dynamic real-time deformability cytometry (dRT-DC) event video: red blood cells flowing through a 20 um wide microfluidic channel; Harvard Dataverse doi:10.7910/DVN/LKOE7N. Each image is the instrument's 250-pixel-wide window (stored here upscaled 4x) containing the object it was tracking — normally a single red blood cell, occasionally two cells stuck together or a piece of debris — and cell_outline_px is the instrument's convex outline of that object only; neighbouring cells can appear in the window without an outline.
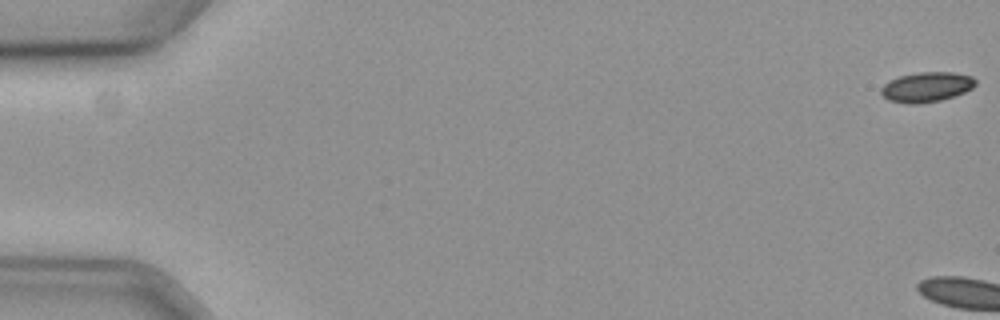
{"species": "common noctule bat (a hibernating species)", "species_latin": "Nyctalus noctula", "temperature_condition": "cold", "stored_images_in_passage": 4, "camera_frame_rate_fps": 3000, "um_per_image_px": 0.085, "animal": {"sex": "female", "body_mass_g": 19.3, "forearm_length_mm": 54.1}, "frame": {"image": 1, "passage_image": 1, "time_ms": 0.0, "image_size_px": [1000, 320], "cell_outline_px": [[976, 84], [972, 88], [964, 92], [940, 100], [916, 104], [912, 104], [888, 100], [880, 92], [880, 88], [888, 80], [900, 76], [920, 72], [952, 72], [972, 76], [976, 80]], "centroid_in_image_um": [78.75, 7.38], "position_along_channel_um": 6.3, "area_um2": 16.36}}